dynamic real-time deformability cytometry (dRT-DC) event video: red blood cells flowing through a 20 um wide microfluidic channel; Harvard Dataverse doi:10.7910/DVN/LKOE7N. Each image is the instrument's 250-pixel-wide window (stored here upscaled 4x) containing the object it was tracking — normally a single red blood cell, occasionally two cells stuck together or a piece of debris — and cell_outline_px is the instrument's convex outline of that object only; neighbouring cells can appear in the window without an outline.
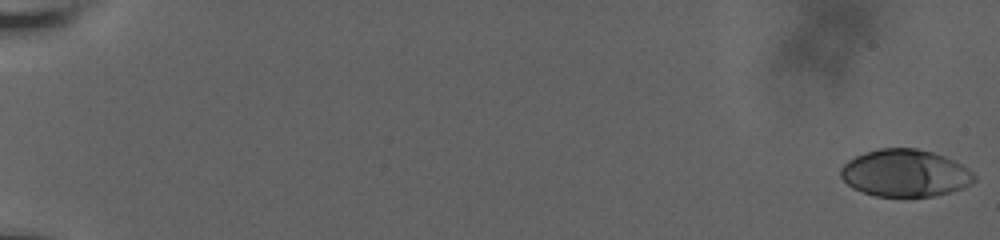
{"species": "human", "species_latin": "Homo sapiens", "temperature_condition": "room temperature", "stored_images_in_passage": 61, "camera_frame_rate_fps": 3000, "um_per_image_px": 0.085, "donor": {"sex": "male"}, "frame": {"image": 1, "passage_image": 1, "time_ms": 0.0, "image_size_px": [1000, 240], "cell_outline_px": [[976, 180], [972, 184], [964, 188], [932, 196], [876, 196], [852, 188], [840, 176], [840, 168], [848, 160], [864, 152], [876, 148], [916, 148], [932, 152], [944, 156], [968, 168], [976, 176]], "centroid_in_image_um": [76.93, 14.71], "position_along_channel_um": 8.1, "area_um2": 36.76}}
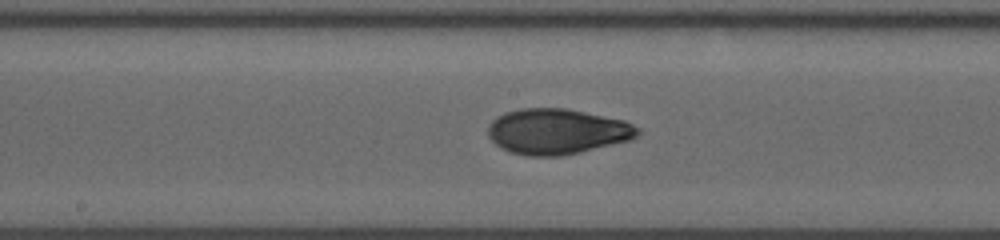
{"frame": {"image": 2, "passage_image": 35, "time_ms": 11.333, "image_size_px": [1000, 240], "cell_outline_px": [[640, 132], [636, 136], [628, 140], [580, 152], [560, 156], [524, 156], [508, 152], [500, 148], [488, 136], [488, 124], [496, 116], [504, 112], [520, 108], [564, 108], [624, 120], [640, 128]], "centroid_in_image_um": [47.29, 11.18], "position_along_channel_um": 200.9, "area_um2": 39.77}}
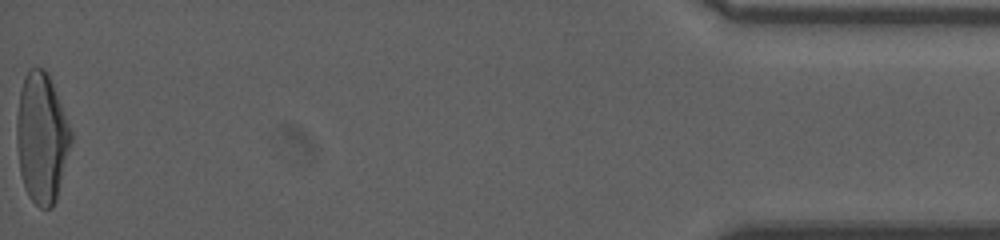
{"frame": {"image": 3, "passage_image": 61, "time_ms": 20.0, "image_size_px": [1000, 240], "cell_outline_px": [[72, 140], [56, 200], [52, 208], [40, 208], [28, 196], [24, 188], [20, 172], [16, 140], [16, 116], [20, 88], [24, 76], [28, 68], [44, 68], [48, 72], [72, 132]], "centroid_in_image_um": [3.53, 11.7], "position_along_channel_um": 431.7, "area_um2": 41.38}, "authors_computed_cell_mechanics": {"area_um2": 38.3214, "velocity_mm_per_s": 3.6661, "shape_relaxation_time_tau1_ms": 6.1348, "shape_relaxation_time_tau2_ms": 1.3827, "deformation_change_tau1": 0.2267, "deformation_change_tau2": 0.0585}}